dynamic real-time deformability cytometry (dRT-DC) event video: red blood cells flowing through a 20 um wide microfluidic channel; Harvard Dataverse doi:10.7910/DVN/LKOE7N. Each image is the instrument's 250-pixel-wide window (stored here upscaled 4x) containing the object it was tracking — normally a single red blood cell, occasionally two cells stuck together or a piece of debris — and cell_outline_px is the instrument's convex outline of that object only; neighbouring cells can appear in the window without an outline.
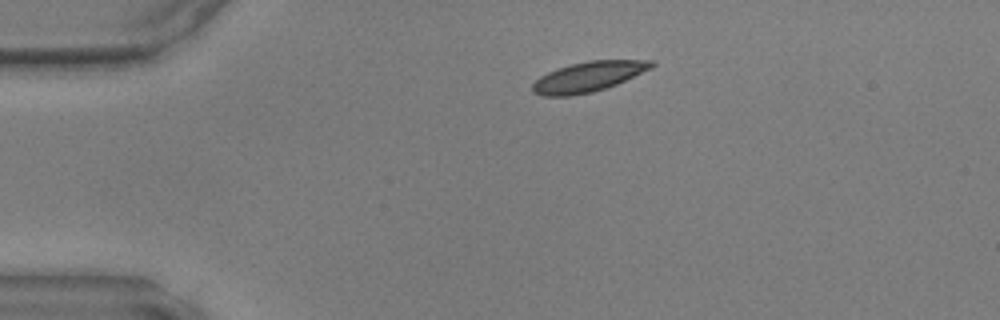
{"species": "common noctule bat (a hibernating species)", "species_latin": "Nyctalus noctula", "temperature_condition": "warm", "stored_images_in_passage": 39, "camera_frame_rate_fps": 3000, "um_per_image_px": 0.085, "animal": {"sex": "male", "body_mass_g": 17.9, "forearm_length_mm": 54.2}, "frame": {"image": 1, "passage_image": 1, "time_ms": 0.0, "image_size_px": [1000, 320], "cell_outline_px": [[656, 64], [652, 68], [616, 84], [592, 92], [568, 96], [540, 96], [532, 92], [532, 84], [540, 76], [556, 68], [588, 60], [652, 60]], "centroid_in_image_um": [49.98, 6.52], "position_along_channel_um": 35.0, "area_um2": 20.81}}
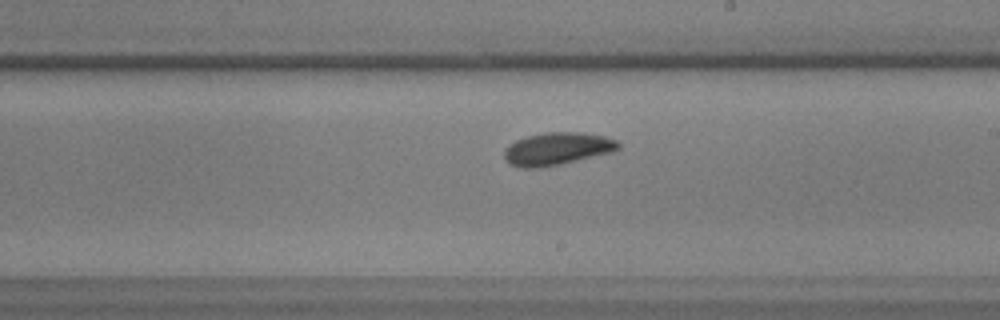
{"frame": {"image": 2, "passage_image": 19, "time_ms": 6.0, "image_size_px": [1000, 320], "cell_outline_px": [[620, 148], [612, 152], [560, 164], [540, 168], [520, 168], [508, 164], [504, 160], [504, 148], [508, 144], [516, 140], [528, 136], [544, 132], [584, 132], [604, 136], [616, 140], [620, 144]], "centroid_in_image_um": [47.31, 12.65], "position_along_channel_um": 241.7, "area_um2": 21.91}}
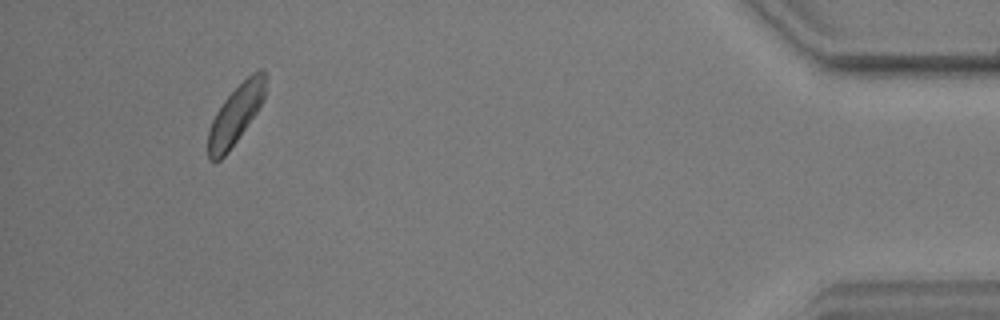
{"frame": {"image": 3, "passage_image": 36, "time_ms": 11.667, "image_size_px": [1000, 320], "cell_outline_px": [[264, 100], [256, 112], [228, 152], [216, 164], [208, 160], [208, 132], [212, 120], [216, 112], [224, 100], [252, 72], [260, 68], [264, 68]], "centroid_in_image_um": [19.99, 9.79], "position_along_channel_um": 415.2, "area_um2": 19.36}}